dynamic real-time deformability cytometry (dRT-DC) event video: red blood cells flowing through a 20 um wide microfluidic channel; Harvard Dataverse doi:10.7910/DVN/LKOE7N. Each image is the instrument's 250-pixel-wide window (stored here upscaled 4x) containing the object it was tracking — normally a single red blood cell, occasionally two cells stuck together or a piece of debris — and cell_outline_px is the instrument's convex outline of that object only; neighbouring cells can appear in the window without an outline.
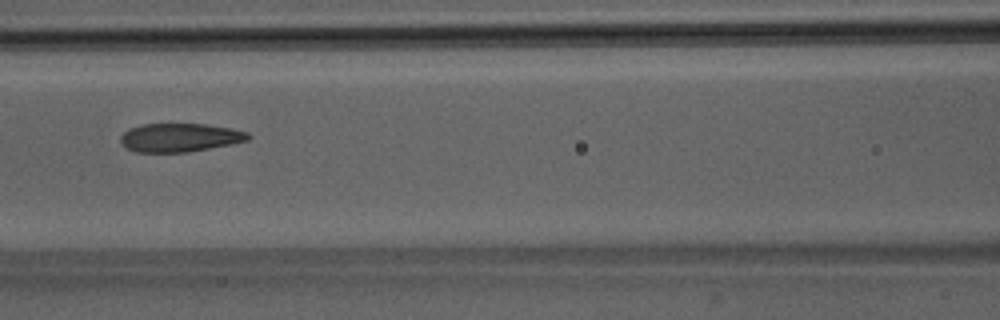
{"species": "Egyptian fruit bat (a non-hibernating species)", "species_latin": "Rousettus aegyptiacus", "temperature_condition": "room temperature", "stored_images_in_passage": 49, "camera_frame_rate_fps": 3000, "um_per_image_px": 0.085, "animal": {"sex": "male"}, "frame": {"image": 1, "passage_image": 23, "time_ms": 7.333, "image_size_px": [1000, 320], "cell_outline_px": [[252, 136], [248, 140], [232, 144], [188, 152], [136, 152], [128, 148], [120, 140], [120, 136], [128, 128], [140, 124], [204, 124], [232, 128], [248, 132]], "centroid_in_image_um": [15.3, 11.68], "position_along_channel_um": 151.3, "area_um2": 21.27}}
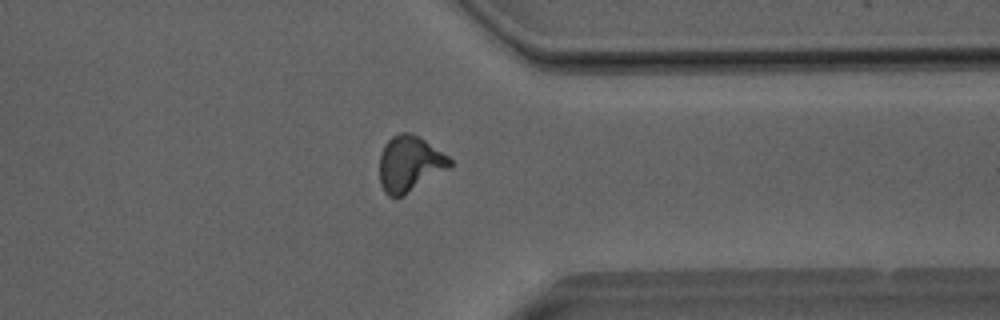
{"frame": {"image": 2, "passage_image": 40, "time_ms": 13.0, "image_size_px": [1000, 320], "cell_outline_px": [[452, 164], [448, 168], [404, 196], [388, 196], [384, 192], [380, 184], [380, 152], [384, 144], [392, 136], [400, 132], [412, 132], [448, 156], [452, 160]], "centroid_in_image_um": [34.79, 13.91], "position_along_channel_um": 376.6, "area_um2": 22.77}}
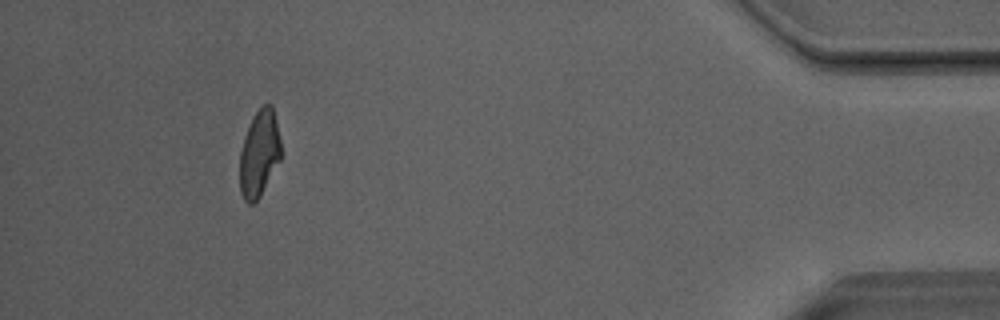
{"frame": {"image": 3, "passage_image": 47, "time_ms": 15.333, "image_size_px": [1000, 320], "cell_outline_px": [[280, 160], [260, 196], [252, 204], [248, 204], [244, 200], [240, 192], [240, 152], [244, 136], [252, 116], [264, 104], [272, 104], [280, 140]], "centroid_in_image_um": [22.02, 13.05], "position_along_channel_um": 413.2, "area_um2": 20.63}}